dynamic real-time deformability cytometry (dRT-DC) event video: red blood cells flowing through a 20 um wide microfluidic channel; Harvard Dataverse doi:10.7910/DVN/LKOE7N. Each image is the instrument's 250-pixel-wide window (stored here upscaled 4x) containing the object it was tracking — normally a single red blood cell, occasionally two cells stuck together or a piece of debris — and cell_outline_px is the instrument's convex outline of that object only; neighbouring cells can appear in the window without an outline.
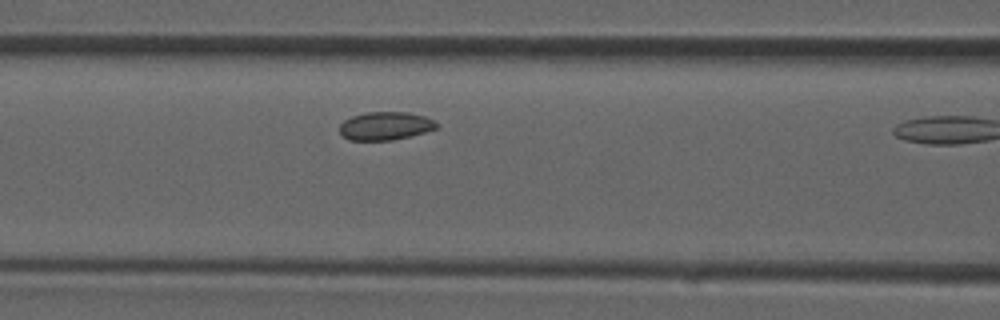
{"species": "common noctule bat (a hibernating species)", "species_latin": "Nyctalus noctula", "temperature_condition": "room temperature", "stored_images_in_passage": 10, "camera_frame_rate_fps": 3000, "um_per_image_px": 0.085, "animal": {"sex": "male", "forearm_length_mm": 52.5}, "frame": {"image": 1, "passage_image": 9, "time_ms": 2.667, "image_size_px": [1000, 320], "cell_outline_px": [[440, 124], [436, 128], [424, 132], [392, 140], [348, 140], [340, 132], [340, 124], [344, 120], [352, 116], [368, 112], [408, 112], [424, 116]], "centroid_in_image_um": [32.74, 10.7], "position_along_channel_um": 133.9, "area_um2": 15.78}}